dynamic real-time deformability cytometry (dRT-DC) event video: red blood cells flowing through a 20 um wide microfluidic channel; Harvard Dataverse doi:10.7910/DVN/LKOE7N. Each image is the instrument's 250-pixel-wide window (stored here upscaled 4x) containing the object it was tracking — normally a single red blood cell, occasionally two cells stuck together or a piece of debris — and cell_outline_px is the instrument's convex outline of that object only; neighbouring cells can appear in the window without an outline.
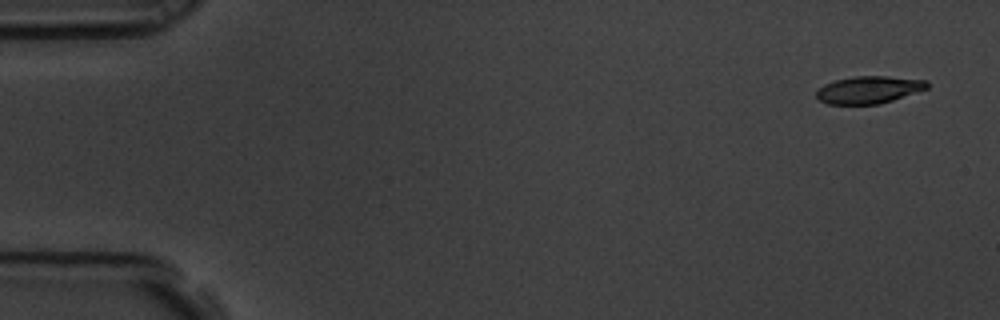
{"species": "common noctule bat (a hibernating species)", "species_latin": "Nyctalus noctula", "temperature_condition": "room temperature", "stored_images_in_passage": 4, "camera_frame_rate_fps": 3000, "um_per_image_px": 0.085, "animal": {"sex": "male", "body_mass_g": 19.5, "forearm_length_mm": 54.6}, "frame": {"image": 1, "passage_image": 1, "time_ms": 0.0, "image_size_px": [1000, 320], "cell_outline_px": [[928, 88], [880, 104], [828, 104], [820, 100], [816, 96], [816, 88], [824, 84], [836, 80], [856, 76], [888, 76], [928, 80]], "centroid_in_image_um": [73.83, 7.62], "position_along_channel_um": 11.2, "area_um2": 17.63}}